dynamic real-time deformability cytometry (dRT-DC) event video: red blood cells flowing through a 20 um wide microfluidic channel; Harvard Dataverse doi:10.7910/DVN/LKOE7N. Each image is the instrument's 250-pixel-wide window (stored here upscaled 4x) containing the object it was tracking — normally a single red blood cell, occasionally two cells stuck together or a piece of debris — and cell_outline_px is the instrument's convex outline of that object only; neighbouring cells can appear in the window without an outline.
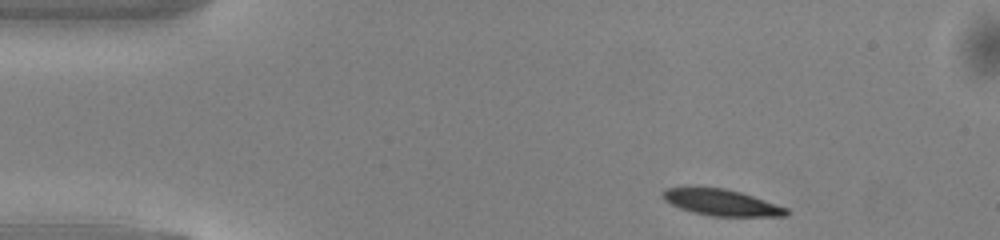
{"species": "common noctule bat (a hibernating species)", "species_latin": "Nyctalus noctula", "temperature_condition": "warm", "stored_images_in_passage": 9, "camera_frame_rate_fps": 3000, "um_per_image_px": 0.085, "animal": {"sex": "male", "body_mass_g": 13.0, "forearm_length_mm": 53.1}, "frame": {"image": 1, "passage_image": 1, "time_ms": 0.0, "image_size_px": [1000, 240], "cell_outline_px": [[788, 216], [712, 216], [692, 212], [680, 208], [664, 200], [660, 196], [660, 192], [668, 188], [688, 184], [724, 188], [740, 192], [788, 208]], "centroid_in_image_um": [61.21, 17.17], "position_along_channel_um": 23.8, "area_um2": 19.48}}